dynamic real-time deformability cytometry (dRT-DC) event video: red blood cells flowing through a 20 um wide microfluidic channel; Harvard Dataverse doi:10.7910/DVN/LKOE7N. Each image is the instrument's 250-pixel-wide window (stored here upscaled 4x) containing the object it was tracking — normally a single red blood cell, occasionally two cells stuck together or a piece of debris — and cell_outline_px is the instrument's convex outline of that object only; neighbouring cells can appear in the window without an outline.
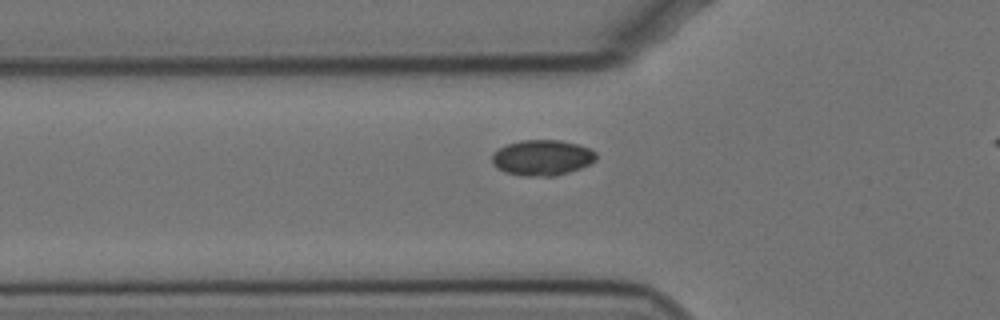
{"species": "Egyptian fruit bat (a non-hibernating species)", "species_latin": "Rousettus aegyptiacus", "temperature_condition": "cold", "stored_images_in_passage": 43, "camera_frame_rate_fps": 3000, "um_per_image_px": 0.085, "animal": {"sex": "female"}, "frame": {"image": 1, "passage_image": 12, "time_ms": 3.667, "image_size_px": [1000, 320], "cell_outline_px": [[596, 160], [580, 168], [556, 176], [520, 176], [504, 172], [496, 168], [492, 164], [492, 152], [508, 144], [520, 140], [560, 140], [580, 144], [596, 152]], "centroid_in_image_um": [46.06, 13.4], "position_along_channel_um": 79.7, "area_um2": 21.79}}
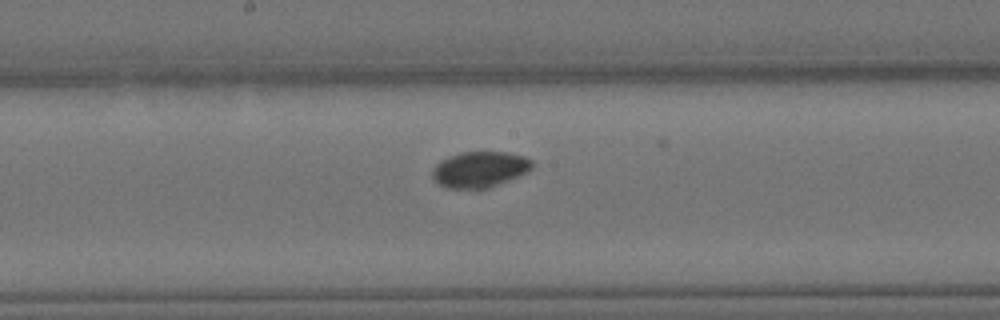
{"frame": {"image": 2, "passage_image": 23, "time_ms": 7.333, "image_size_px": [1000, 320], "cell_outline_px": [[532, 168], [528, 172], [488, 188], [448, 188], [440, 184], [432, 176], [432, 168], [440, 160], [448, 156], [460, 152], [508, 152], [524, 156], [532, 160]], "centroid_in_image_um": [40.77, 14.38], "position_along_channel_um": 207.4, "area_um2": 20.81}}
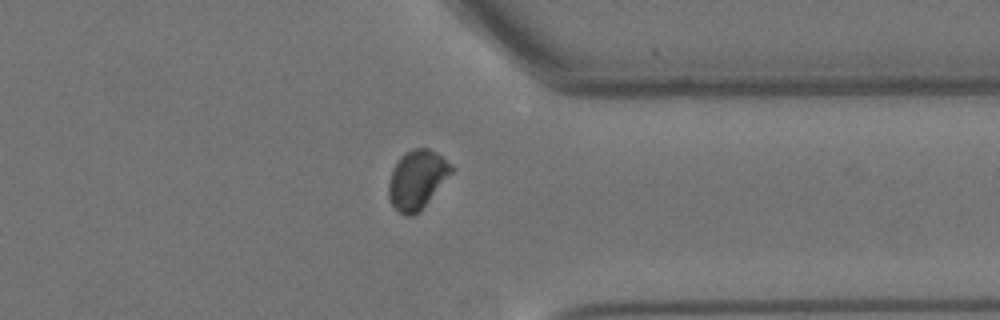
{"frame": {"image": 3, "passage_image": 38, "time_ms": 12.333, "image_size_px": [1000, 320], "cell_outline_px": [[452, 172], [420, 212], [412, 216], [404, 216], [392, 204], [388, 196], [388, 180], [392, 168], [400, 156], [404, 152], [412, 148], [428, 148], [436, 152], [452, 164]], "centroid_in_image_um": [35.42, 15.25], "position_along_channel_um": 376.0, "area_um2": 21.68}}